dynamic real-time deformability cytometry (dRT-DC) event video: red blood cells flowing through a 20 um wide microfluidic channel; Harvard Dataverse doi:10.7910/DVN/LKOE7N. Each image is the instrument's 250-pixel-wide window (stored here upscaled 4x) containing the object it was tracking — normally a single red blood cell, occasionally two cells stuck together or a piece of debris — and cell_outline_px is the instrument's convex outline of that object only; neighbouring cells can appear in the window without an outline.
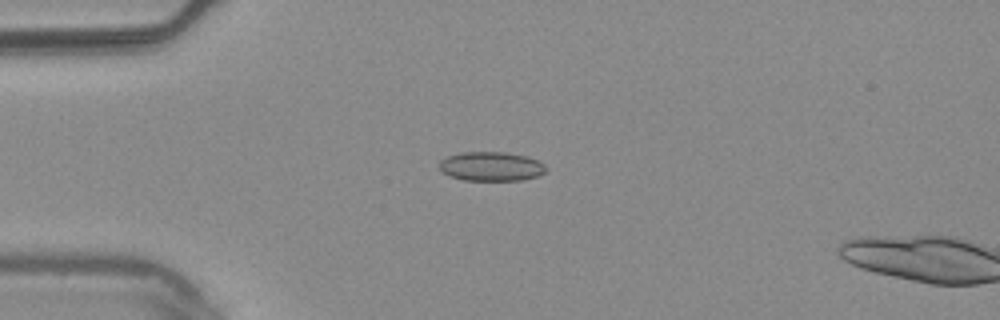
{"species": "common noctule bat (a hibernating species)", "species_latin": "Nyctalus noctula", "temperature_condition": "warm", "stored_images_in_passage": 15, "camera_frame_rate_fps": 3000, "um_per_image_px": 0.085, "animal": {"sex": "male", "body_mass_g": 20.4}, "frame": {"image": 1, "passage_image": 13, "time_ms": 4.0, "image_size_px": [1000, 320], "cell_outline_px": [[548, 168], [544, 172], [536, 176], [520, 180], [464, 180], [448, 176], [440, 172], [440, 160], [448, 156], [460, 152], [504, 152], [528, 156], [540, 160]], "centroid_in_image_um": [41.74, 14.14], "position_along_channel_um": 43.3, "area_um2": 18.32}}